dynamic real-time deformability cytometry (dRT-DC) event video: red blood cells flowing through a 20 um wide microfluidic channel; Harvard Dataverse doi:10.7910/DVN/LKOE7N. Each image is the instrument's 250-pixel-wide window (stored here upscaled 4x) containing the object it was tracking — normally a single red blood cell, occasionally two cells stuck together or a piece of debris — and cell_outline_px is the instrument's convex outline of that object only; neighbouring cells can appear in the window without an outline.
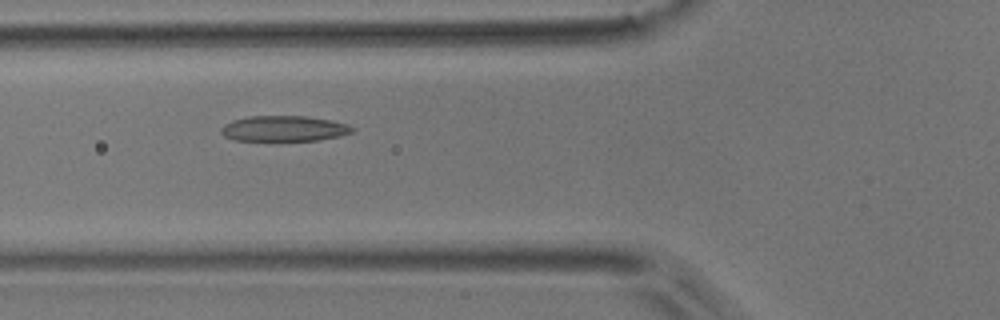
{"species": "common noctule bat (a hibernating species)", "species_latin": "Nyctalus noctula", "temperature_condition": "room temperature", "stored_images_in_passage": 5, "camera_frame_rate_fps": 3000, "um_per_image_px": 0.085, "animal": {"sex": "male", "body_mass_g": 17.9}, "frame": {"image": 1, "passage_image": 5, "time_ms": 1.333, "image_size_px": [1000, 320], "cell_outline_px": [[356, 128], [352, 132], [340, 136], [316, 140], [236, 140], [224, 136], [220, 132], [220, 128], [224, 124], [232, 120], [248, 116], [308, 116], [332, 120], [348, 124]], "centroid_in_image_um": [24.14, 10.91], "position_along_channel_um": 101.7, "area_um2": 19.59}}